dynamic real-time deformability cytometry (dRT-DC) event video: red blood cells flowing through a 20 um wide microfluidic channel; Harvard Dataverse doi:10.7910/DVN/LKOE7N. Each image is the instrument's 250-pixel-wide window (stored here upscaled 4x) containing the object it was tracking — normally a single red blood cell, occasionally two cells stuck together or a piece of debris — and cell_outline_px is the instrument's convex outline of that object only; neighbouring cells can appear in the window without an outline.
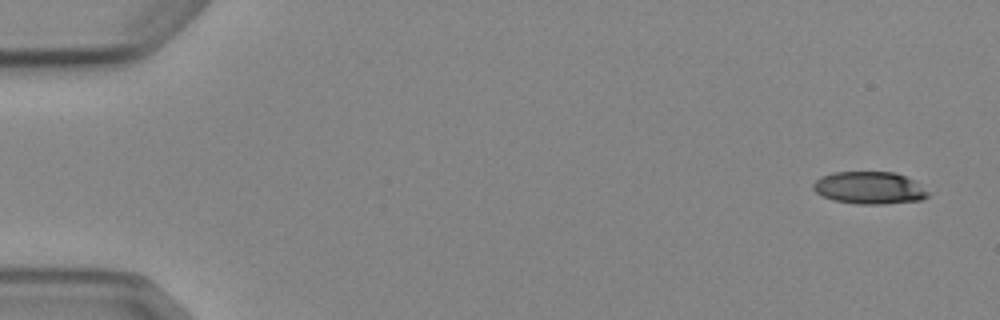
{"species": "Egyptian fruit bat (a non-hibernating species)", "species_latin": "Rousettus aegyptiacus", "temperature_condition": "cold", "stored_images_in_passage": 4, "camera_frame_rate_fps": 3000, "um_per_image_px": 0.085, "animal": {"sex": "female"}, "frame": {"image": 1, "passage_image": 1, "time_ms": 0.0, "image_size_px": [1000, 320], "cell_outline_px": [[928, 196], [920, 200], [884, 204], [856, 204], [832, 200], [816, 192], [812, 188], [812, 184], [820, 176], [832, 172], [896, 172], [912, 180], [928, 192]], "centroid_in_image_um": [73.84, 15.97], "position_along_channel_um": 11.2, "area_um2": 21.56}}
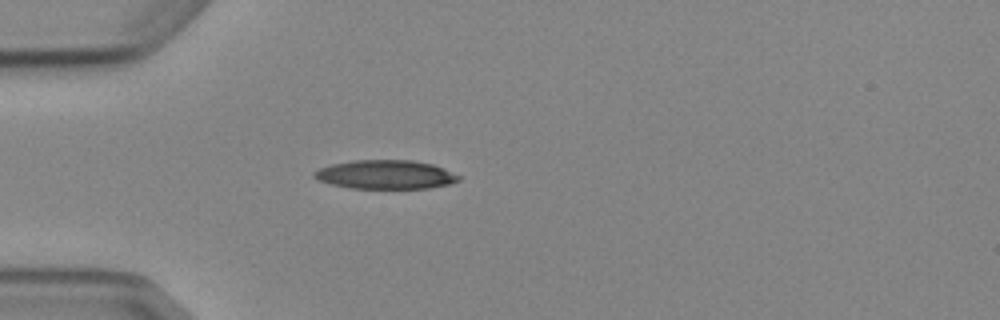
{"frame": {"image": 2, "passage_image": 4, "time_ms": 4.333, "image_size_px": [1000, 320], "cell_outline_px": [[460, 180], [448, 184], [428, 188], [352, 188], [332, 184], [320, 180], [312, 176], [312, 172], [320, 168], [332, 164], [356, 160], [412, 160], [432, 164], [444, 168], [460, 176]], "centroid_in_image_um": [32.78, 14.83], "position_along_channel_um": 52.2, "area_um2": 24.1}}